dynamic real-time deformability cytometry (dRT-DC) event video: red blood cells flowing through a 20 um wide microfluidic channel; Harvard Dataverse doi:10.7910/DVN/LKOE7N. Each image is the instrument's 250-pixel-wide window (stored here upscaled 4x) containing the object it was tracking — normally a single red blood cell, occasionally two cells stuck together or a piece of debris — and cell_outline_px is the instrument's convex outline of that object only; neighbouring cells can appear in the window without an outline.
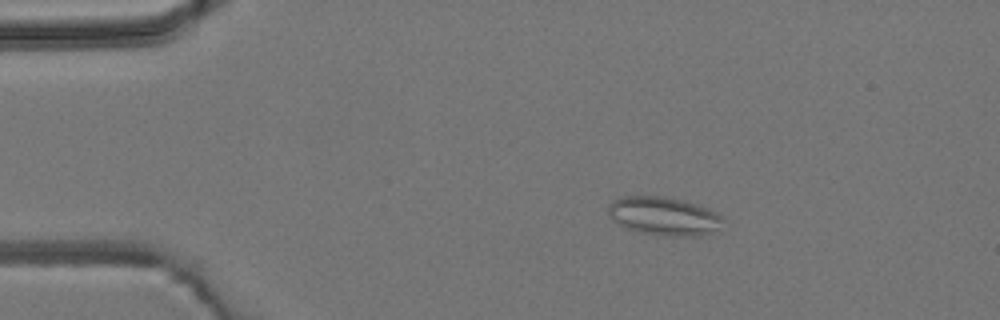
{"species": "common noctule bat (a hibernating species)", "species_latin": "Nyctalus noctula", "temperature_condition": "room temperature", "stored_images_in_passage": 6, "camera_frame_rate_fps": 3000, "um_per_image_px": 0.085, "animal": {"sex": "male", "body_mass_g": 19.2, "forearm_length_mm": 51.8}, "frame": {"image": 1, "passage_image": 2, "time_ms": 1.0, "image_size_px": [1000, 320], "cell_outline_px": [[724, 220], [720, 232], [692, 236], [672, 236], [640, 232], [628, 228], [612, 220], [608, 216], [608, 204], [612, 200], [620, 196], [660, 196], [684, 200], [708, 208], [716, 212]], "centroid_in_image_um": [56.45, 18.36], "position_along_channel_um": 28.5, "area_um2": 25.95}}
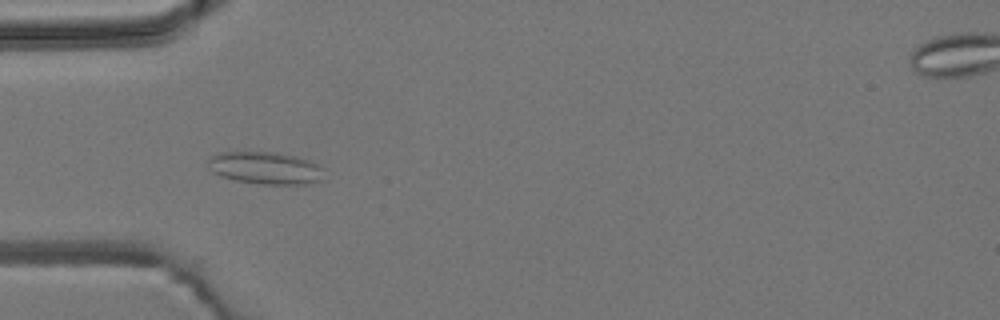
{"frame": {"image": 2, "passage_image": 4, "time_ms": 3.333, "image_size_px": [1000, 320], "cell_outline_px": [[324, 168], [320, 180], [304, 184], [260, 184], [236, 180], [220, 176], [212, 172], [208, 168], [208, 160], [212, 156], [220, 152], [276, 152], [296, 156], [312, 160]], "centroid_in_image_um": [22.56, 14.27], "position_along_channel_um": 62.4, "area_um2": 21.96}}
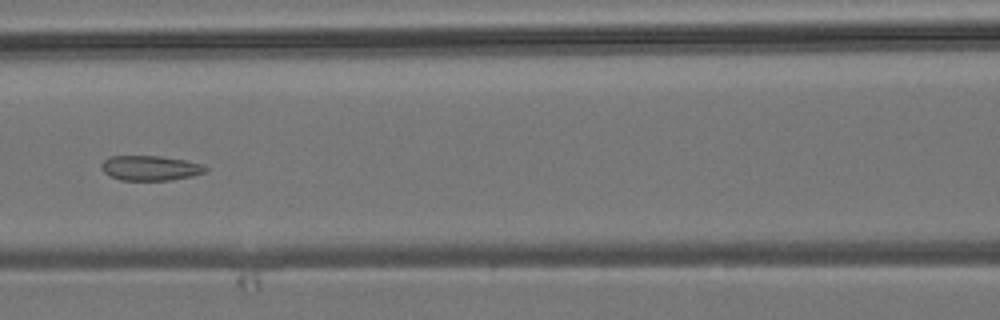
{"frame": {"image": 3, "passage_image": 6, "time_ms": 5.667, "image_size_px": [1000, 320], "cell_outline_px": [[208, 168], [204, 172], [192, 176], [172, 180], [120, 180], [104, 172], [100, 168], [100, 164], [108, 156], [160, 156], [184, 160], [204, 164]], "centroid_in_image_um": [12.76, 14.28], "position_along_channel_um": 153.8, "area_um2": 15.14}}